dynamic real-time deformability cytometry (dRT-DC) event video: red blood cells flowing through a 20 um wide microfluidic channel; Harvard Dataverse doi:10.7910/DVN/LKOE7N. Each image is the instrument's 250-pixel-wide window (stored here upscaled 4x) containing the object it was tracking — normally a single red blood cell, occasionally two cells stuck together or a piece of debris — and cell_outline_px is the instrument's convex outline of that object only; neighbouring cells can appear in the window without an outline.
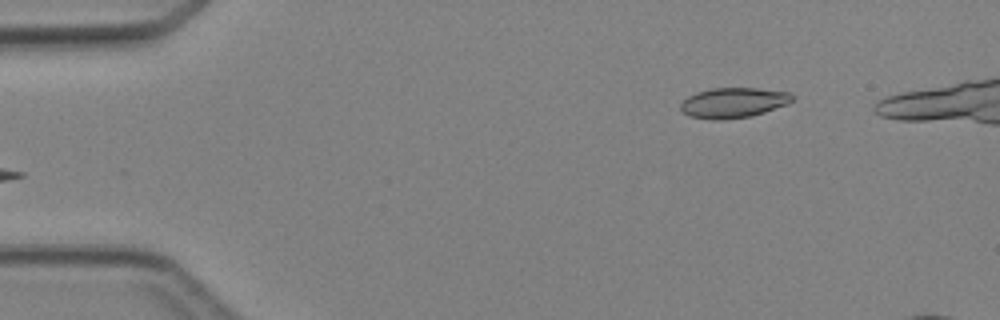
{"species": "Egyptian fruit bat (a non-hibernating species)", "species_latin": "Rousettus aegyptiacus", "temperature_condition": "cold", "stored_images_in_passage": 4, "segment_of_instrument_passage": [2, 2], "camera_frame_rate_fps": 3000, "um_per_image_px": 0.085, "animal": {"sex": "female"}, "frame": {"image": 1, "passage_image": 4, "time_ms": 3.667, "image_size_px": [1000, 320], "cell_outline_px": [[796, 96], [788, 104], [752, 116], [724, 120], [712, 120], [688, 116], [680, 108], [680, 104], [688, 96], [696, 92], [712, 88], [756, 88], [792, 92]], "centroid_in_image_um": [62.36, 8.73], "position_along_channel_um": 22.6, "area_um2": 19.88}}